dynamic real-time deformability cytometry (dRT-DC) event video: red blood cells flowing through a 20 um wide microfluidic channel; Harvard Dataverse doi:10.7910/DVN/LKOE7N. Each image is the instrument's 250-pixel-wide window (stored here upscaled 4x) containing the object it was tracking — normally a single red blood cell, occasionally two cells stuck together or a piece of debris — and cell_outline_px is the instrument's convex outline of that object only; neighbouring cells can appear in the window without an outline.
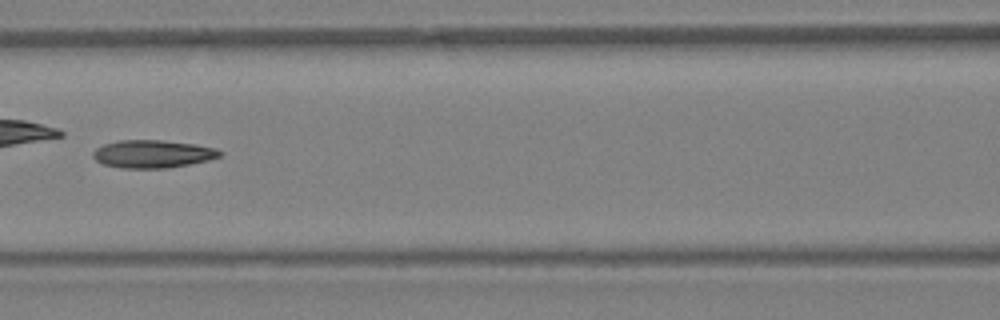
{"species": "Egyptian fruit bat (a non-hibernating species)", "species_latin": "Rousettus aegyptiacus", "temperature_condition": "warm", "stored_images_in_passage": 42, "camera_frame_rate_fps": 3000, "um_per_image_px": 0.085, "animal": {"sex": "female"}, "frame": {"image": 1, "passage_image": 19, "time_ms": 6.0, "image_size_px": [1000, 320], "cell_outline_px": [[224, 152], [220, 156], [208, 160], [168, 168], [120, 168], [104, 164], [96, 160], [92, 156], [92, 152], [96, 148], [104, 144], [120, 140], [160, 140], [196, 144], [216, 148]], "centroid_in_image_um": [12.98, 13.08], "position_along_channel_um": 153.6, "area_um2": 20.58}}
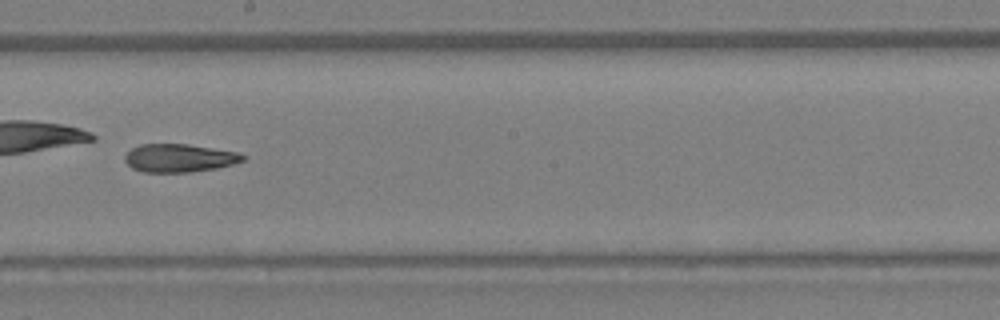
{"frame": {"image": 2, "passage_image": 24, "time_ms": 7.667, "image_size_px": [1000, 320], "cell_outline_px": [[248, 156], [244, 160], [232, 164], [216, 168], [188, 172], [144, 172], [132, 168], [124, 160], [124, 156], [132, 148], [140, 144], [188, 144], [240, 152]], "centroid_in_image_um": [15.26, 13.42], "position_along_channel_um": 232.9, "area_um2": 19.42}, "authors_computed_cell_mechanics": {"area_um2": 20.3745, "velocity_mm_per_s": 4.7675, "shape_relaxation_time_tau1_ms": null, "shape_relaxation_time_tau2_ms": 5.9656, "deformation_change_tau1": null, "deformation_change_tau2": 0.1706}}